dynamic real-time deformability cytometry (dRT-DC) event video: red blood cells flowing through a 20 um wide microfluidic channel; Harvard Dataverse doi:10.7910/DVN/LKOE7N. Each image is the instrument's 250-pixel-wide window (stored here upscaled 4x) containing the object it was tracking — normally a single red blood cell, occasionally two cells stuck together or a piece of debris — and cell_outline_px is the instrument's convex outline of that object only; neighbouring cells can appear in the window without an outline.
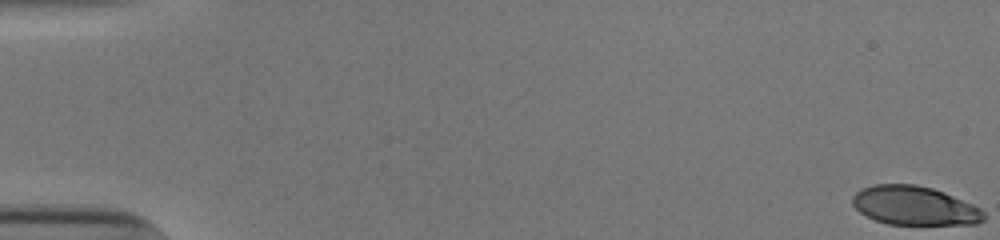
{"species": "human", "species_latin": "Homo sapiens", "temperature_condition": "cold", "stored_images_in_passage": 54, "camera_frame_rate_fps": 3000, "um_per_image_px": 0.085, "donor": {"sex": "male"}, "frame": {"image": 1, "passage_image": 1, "time_ms": 0.0, "image_size_px": [1000, 240], "cell_outline_px": [[984, 220], [976, 224], [888, 224], [876, 220], [860, 212], [852, 204], [852, 196], [856, 192], [864, 188], [876, 184], [916, 184], [932, 188], [944, 192], [980, 208], [984, 212]], "centroid_in_image_um": [77.73, 17.48], "position_along_channel_um": 7.3, "area_um2": 29.54}}
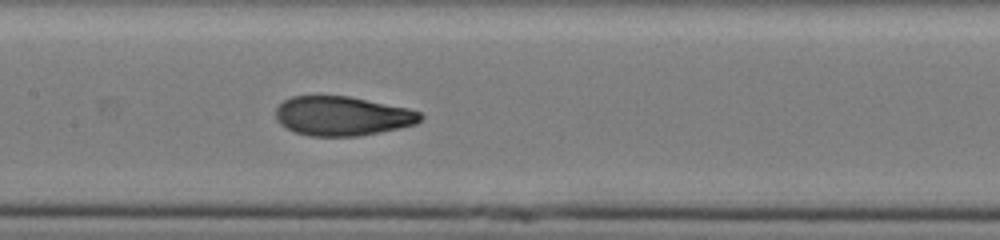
{"frame": {"image": 2, "passage_image": 28, "time_ms": 9.0, "image_size_px": [1000, 240], "cell_outline_px": [[424, 116], [416, 124], [380, 132], [356, 136], [308, 136], [296, 132], [280, 124], [276, 120], [276, 108], [284, 100], [292, 96], [348, 96], [408, 108], [420, 112]], "centroid_in_image_um": [29.09, 9.86], "position_along_channel_um": 178.3, "area_um2": 33.0}}
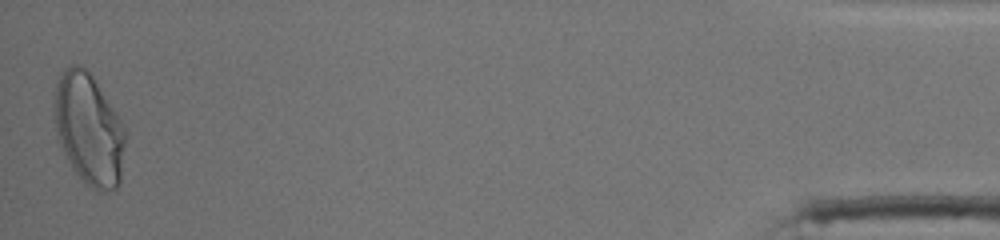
{"frame": {"image": 3, "passage_image": 54, "time_ms": 17.667, "image_size_px": [1000, 240], "cell_outline_px": [[124, 144], [120, 180], [116, 188], [96, 192], [76, 172], [60, 140], [56, 128], [56, 80], [72, 64], [76, 64], [84, 68], [92, 76], [120, 120], [124, 128]], "centroid_in_image_um": [7.58, 10.98], "position_along_channel_um": 427.6, "area_um2": 44.1}, "authors_computed_cell_mechanics": {"area_um2": 33.235, "velocity_mm_per_s": 3.8542, "shape_relaxation_time_tau1_ms": 4.5544, "shape_relaxation_time_tau2_ms": 0.9583, "deformation_change_tau1": 0.2112, "deformation_change_tau2": 0.0687}}